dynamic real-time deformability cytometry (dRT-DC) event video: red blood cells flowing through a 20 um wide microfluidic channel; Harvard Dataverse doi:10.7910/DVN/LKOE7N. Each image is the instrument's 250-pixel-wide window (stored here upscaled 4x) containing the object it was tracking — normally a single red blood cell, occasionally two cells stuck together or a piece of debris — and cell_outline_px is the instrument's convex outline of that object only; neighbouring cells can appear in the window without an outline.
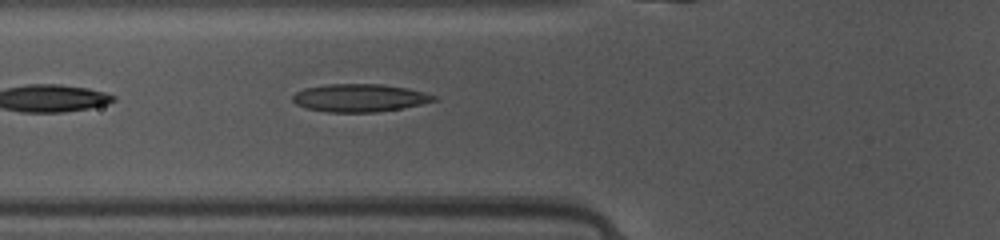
{"species": "common noctule bat (a hibernating species)", "species_latin": "Nyctalus noctula", "temperature_condition": "warm", "stored_images_in_passage": 42, "camera_frame_rate_fps": 3000, "um_per_image_px": 0.085, "animal": {"sex": "female", "body_mass_g": 10.0, "forearm_length_mm": 53.1}, "frame": {"image": 1, "passage_image": 17, "time_ms": 5.333, "image_size_px": [1000, 240], "cell_outline_px": [[436, 100], [420, 104], [400, 108], [376, 112], [328, 112], [308, 108], [296, 104], [292, 100], [292, 96], [296, 92], [304, 88], [328, 84], [384, 84], [408, 88], [424, 92], [436, 96]], "centroid_in_image_um": [30.55, 8.31], "position_along_channel_um": 95.2, "area_um2": 22.77}}
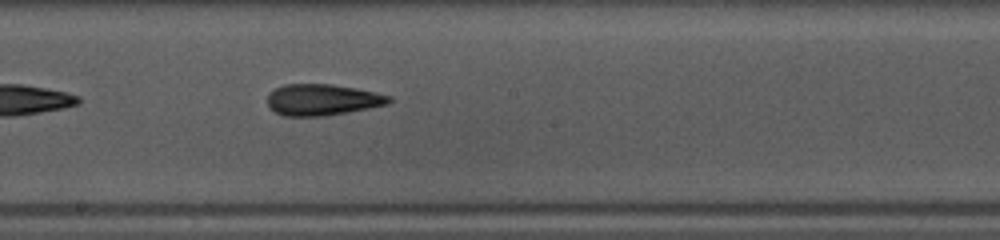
{"frame": {"image": 2, "passage_image": 26, "time_ms": 8.333, "image_size_px": [1000, 240], "cell_outline_px": [[392, 100], [388, 104], [348, 112], [324, 116], [284, 116], [268, 108], [268, 96], [276, 88], [284, 84], [332, 84], [356, 88], [376, 92], [392, 96]], "centroid_in_image_um": [27.42, 8.48], "position_along_channel_um": 220.8, "area_um2": 22.2}}
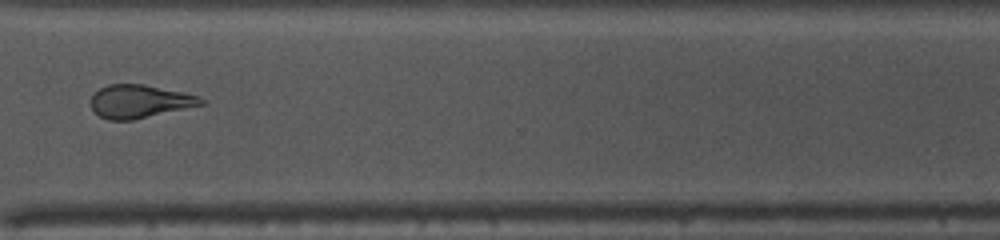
{"frame": {"image": 3, "passage_image": 36, "time_ms": 11.667, "image_size_px": [1000, 240], "cell_outline_px": [[208, 100], [204, 104], [132, 120], [108, 120], [100, 116], [92, 108], [92, 96], [100, 88], [108, 84], [144, 84], [200, 96]], "centroid_in_image_um": [11.89, 8.61], "position_along_channel_um": 358.7, "area_um2": 21.1}, "authors_computed_cell_mechanics": {"area_um2": 22.4842, "velocity_mm_per_s": 4.1522, "shape_relaxation_time_tau1_ms": null, "shape_relaxation_time_tau2_ms": 3.1622, "deformation_change_tau1": null, "deformation_change_tau2": 0.1115}}